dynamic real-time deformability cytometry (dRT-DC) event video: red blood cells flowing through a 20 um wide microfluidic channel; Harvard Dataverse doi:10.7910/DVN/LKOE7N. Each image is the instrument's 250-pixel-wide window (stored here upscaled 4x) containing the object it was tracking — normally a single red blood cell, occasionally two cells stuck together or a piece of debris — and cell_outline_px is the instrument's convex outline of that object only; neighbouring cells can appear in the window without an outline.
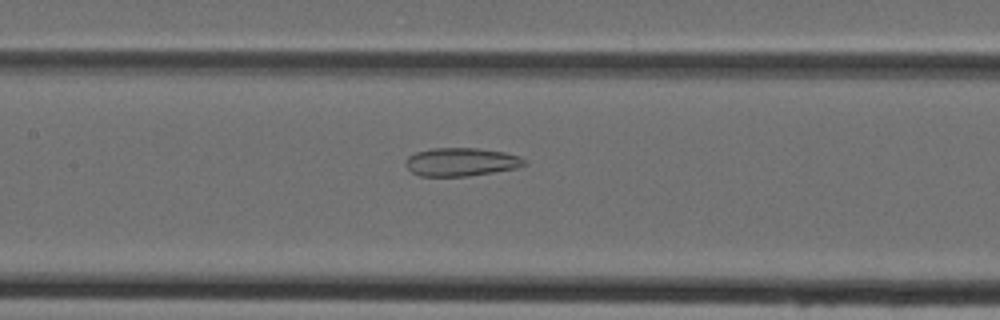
{"species": "Egyptian fruit bat (a non-hibernating species)", "species_latin": "Rousettus aegyptiacus", "temperature_condition": "cold", "stored_images_in_passage": 47, "camera_frame_rate_fps": 3000, "um_per_image_px": 0.085, "animal": {"sex": "female"}, "frame": {"image": 1, "passage_image": 22, "time_ms": 7.0, "image_size_px": [1000, 320], "cell_outline_px": [[528, 164], [516, 168], [468, 176], [420, 176], [412, 172], [404, 164], [404, 160], [408, 156], [416, 152], [432, 148], [476, 148], [504, 152], [520, 156]], "centroid_in_image_um": [39.17, 13.76], "position_along_channel_um": 168.2, "area_um2": 19.59}}
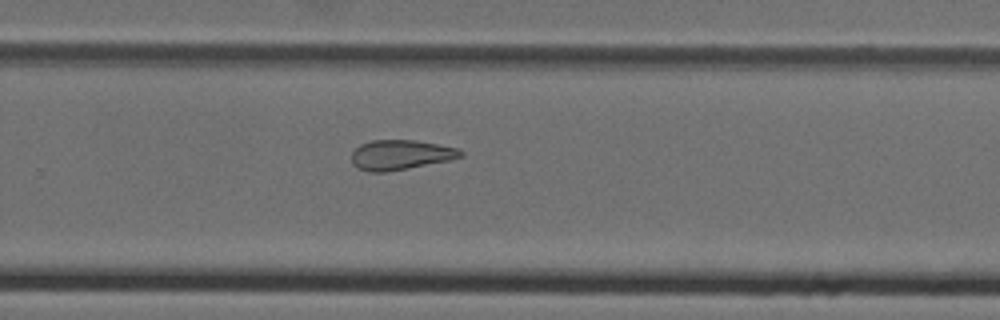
{"frame": {"image": 2, "passage_image": 31, "time_ms": 10.0, "image_size_px": [1000, 320], "cell_outline_px": [[464, 156], [452, 160], [388, 172], [368, 172], [356, 168], [352, 164], [352, 152], [360, 144], [372, 140], [416, 140], [460, 148], [464, 152]], "centroid_in_image_um": [34.08, 13.17], "position_along_channel_um": 295.7, "area_um2": 19.36}}
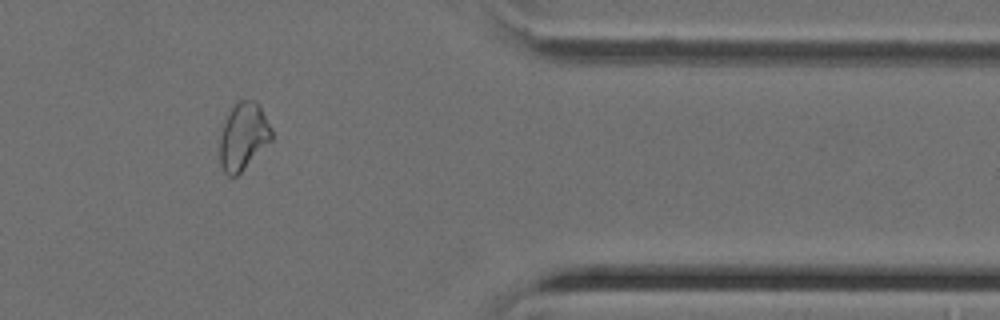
{"frame": {"image": 3, "passage_image": 39, "time_ms": 12.667, "image_size_px": [1000, 320], "cell_outline_px": [[272, 140], [236, 176], [228, 176], [224, 172], [220, 164], [220, 136], [224, 120], [228, 112], [240, 100], [256, 100], [260, 104], [272, 128]], "centroid_in_image_um": [20.69, 11.57], "position_along_channel_um": 390.7, "area_um2": 20.35}}